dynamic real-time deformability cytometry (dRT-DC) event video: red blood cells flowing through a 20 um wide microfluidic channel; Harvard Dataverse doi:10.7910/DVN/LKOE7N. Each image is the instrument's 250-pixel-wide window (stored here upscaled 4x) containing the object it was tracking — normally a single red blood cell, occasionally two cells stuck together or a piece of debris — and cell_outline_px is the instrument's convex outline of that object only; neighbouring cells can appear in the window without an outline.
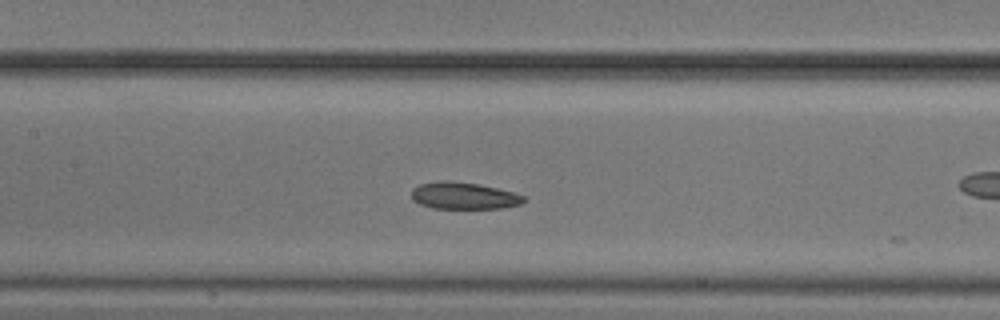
{"species": "common noctule bat (a hibernating species)", "species_latin": "Nyctalus noctula", "temperature_condition": "cold", "stored_images_in_passage": 15, "camera_frame_rate_fps": 3000, "um_per_image_px": 0.085, "animal": {"sex": "male", "body_mass_g": 20.5, "forearm_length_mm": 52.5}, "frame": {"image": 1, "passage_image": 7, "time_ms": 2.0, "image_size_px": [1000, 320], "cell_outline_px": [[528, 200], [520, 204], [504, 208], [432, 208], [420, 204], [412, 200], [412, 188], [420, 184], [440, 180], [448, 180], [476, 184], [496, 188], [512, 192], [524, 196]], "centroid_in_image_um": [39.41, 16.64], "position_along_channel_um": 168.0, "area_um2": 17.57}}
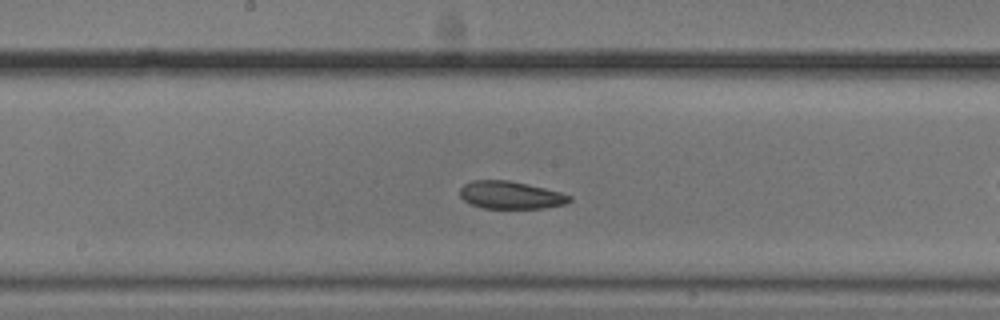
{"frame": {"image": 2, "passage_image": 10, "time_ms": 3.0, "image_size_px": [1000, 320], "cell_outline_px": [[572, 200], [564, 204], [544, 208], [484, 208], [472, 204], [464, 200], [460, 196], [460, 188], [464, 184], [472, 180], [508, 180], [528, 184], [560, 192], [572, 196]], "centroid_in_image_um": [43.4, 16.57], "position_along_channel_um": 204.8, "area_um2": 17.57}}
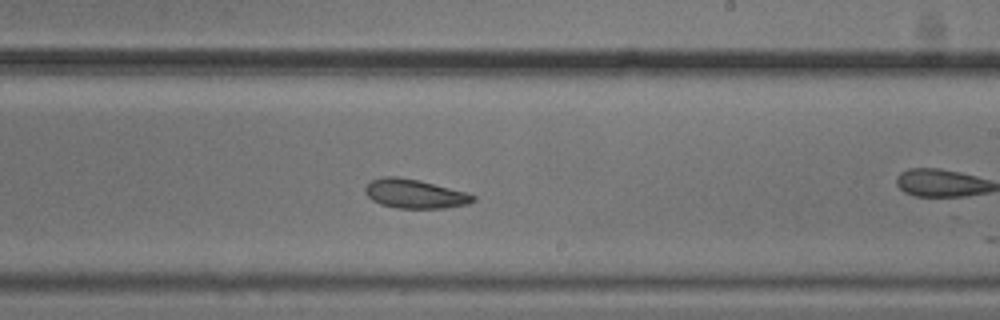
{"frame": {"image": 3, "passage_image": 14, "time_ms": 4.333, "image_size_px": [1000, 320], "cell_outline_px": [[476, 200], [468, 204], [444, 208], [396, 208], [380, 204], [372, 200], [364, 192], [364, 188], [372, 180], [380, 176], [396, 176], [420, 180], [464, 192], [476, 196]], "centroid_in_image_um": [35.22, 16.47], "position_along_channel_um": 253.8, "area_um2": 18.26}}